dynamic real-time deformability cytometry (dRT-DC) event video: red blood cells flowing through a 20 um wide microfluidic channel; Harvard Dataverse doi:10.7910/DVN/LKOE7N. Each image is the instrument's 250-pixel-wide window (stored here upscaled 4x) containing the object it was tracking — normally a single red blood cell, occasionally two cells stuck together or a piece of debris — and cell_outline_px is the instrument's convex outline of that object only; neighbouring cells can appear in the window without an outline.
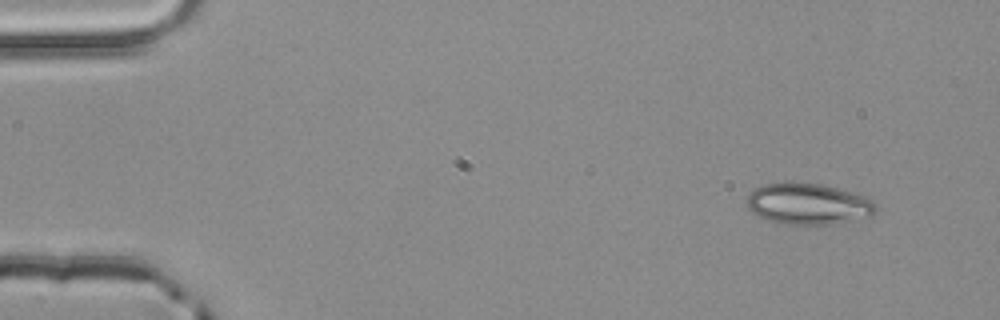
{"species": "common noctule bat (a hibernating species)", "species_latin": "Nyctalus noctula", "temperature_condition": "room temperature", "stored_images_in_passage": 3, "segment_of_instrument_passage": [2, 2], "camera_frame_rate_fps": 3000, "um_per_image_px": 0.085, "animal": {"sex": "male", "body_mass_g": 20.4}, "frame": {"image": 1, "passage_image": 3, "time_ms": 0.667, "image_size_px": [1000, 320], "cell_outline_px": [[876, 212], [872, 216], [828, 224], [784, 224], [768, 220], [752, 212], [748, 208], [744, 200], [748, 192], [764, 184], [784, 180], [792, 180], [820, 184], [836, 188], [872, 200], [876, 204]], "centroid_in_image_um": [68.6, 17.3], "position_along_channel_um": 16.4, "area_um2": 31.21}}